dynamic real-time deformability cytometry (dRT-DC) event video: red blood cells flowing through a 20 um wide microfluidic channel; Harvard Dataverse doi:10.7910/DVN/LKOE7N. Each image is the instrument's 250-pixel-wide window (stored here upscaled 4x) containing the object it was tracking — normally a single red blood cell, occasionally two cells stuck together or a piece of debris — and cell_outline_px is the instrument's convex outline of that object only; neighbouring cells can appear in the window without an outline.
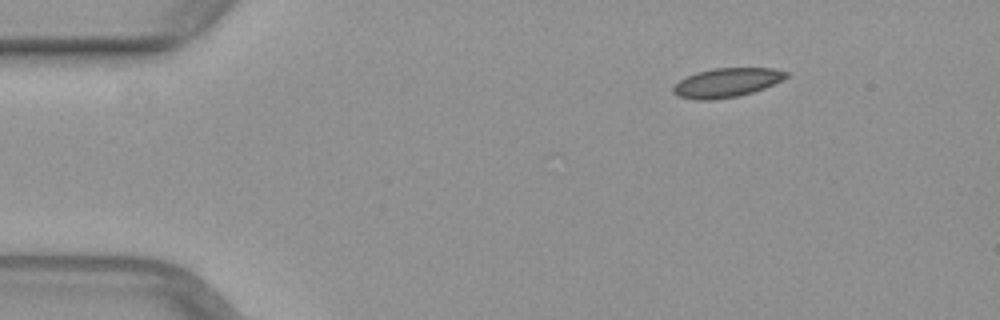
{"species": "common noctule bat (a hibernating species)", "species_latin": "Nyctalus noctula", "temperature_condition": "warm", "stored_images_in_passage": 9, "camera_frame_rate_fps": 3000, "um_per_image_px": 0.085, "animal": {"sex": "female", "body_mass_g": 29.2, "forearm_length_mm": 56.3}, "frame": {"image": 1, "passage_image": 1, "time_ms": 0.0, "image_size_px": [1000, 320], "cell_outline_px": [[788, 76], [764, 88], [752, 92], [736, 96], [712, 100], [696, 100], [680, 96], [672, 92], [672, 88], [680, 80], [696, 72], [712, 68], [772, 68], [788, 72]], "centroid_in_image_um": [61.74, 7.02], "position_along_channel_um": 23.3, "area_um2": 18.9}}